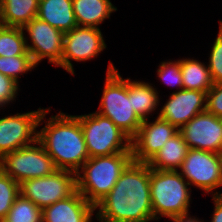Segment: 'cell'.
<instances>
[{"mask_svg": "<svg viewBox=\"0 0 222 222\" xmlns=\"http://www.w3.org/2000/svg\"><path fill=\"white\" fill-rule=\"evenodd\" d=\"M22 29L27 50L37 66L45 58L48 60L47 63L55 67L61 62L64 38L62 31L37 17L28 22Z\"/></svg>", "mask_w": 222, "mask_h": 222, "instance_id": "8fae6325", "label": "cell"}, {"mask_svg": "<svg viewBox=\"0 0 222 222\" xmlns=\"http://www.w3.org/2000/svg\"><path fill=\"white\" fill-rule=\"evenodd\" d=\"M206 94V92L186 89L172 92L155 114L180 129L193 117L206 111Z\"/></svg>", "mask_w": 222, "mask_h": 222, "instance_id": "9a60e30c", "label": "cell"}, {"mask_svg": "<svg viewBox=\"0 0 222 222\" xmlns=\"http://www.w3.org/2000/svg\"><path fill=\"white\" fill-rule=\"evenodd\" d=\"M37 65L33 62L31 55H19L11 57L0 56V73L12 78L20 85L19 81L24 74H28L35 69Z\"/></svg>", "mask_w": 222, "mask_h": 222, "instance_id": "d4e9b609", "label": "cell"}, {"mask_svg": "<svg viewBox=\"0 0 222 222\" xmlns=\"http://www.w3.org/2000/svg\"><path fill=\"white\" fill-rule=\"evenodd\" d=\"M192 212L180 214L174 217L169 218V221L172 222H204L202 219L197 218L196 215L191 216ZM196 216V217H195Z\"/></svg>", "mask_w": 222, "mask_h": 222, "instance_id": "1f68e13d", "label": "cell"}, {"mask_svg": "<svg viewBox=\"0 0 222 222\" xmlns=\"http://www.w3.org/2000/svg\"><path fill=\"white\" fill-rule=\"evenodd\" d=\"M95 211L99 222L154 221L148 164L132 161Z\"/></svg>", "mask_w": 222, "mask_h": 222, "instance_id": "6da1fadb", "label": "cell"}, {"mask_svg": "<svg viewBox=\"0 0 222 222\" xmlns=\"http://www.w3.org/2000/svg\"><path fill=\"white\" fill-rule=\"evenodd\" d=\"M206 111L222 118V83L214 84L207 92Z\"/></svg>", "mask_w": 222, "mask_h": 222, "instance_id": "f546056e", "label": "cell"}, {"mask_svg": "<svg viewBox=\"0 0 222 222\" xmlns=\"http://www.w3.org/2000/svg\"><path fill=\"white\" fill-rule=\"evenodd\" d=\"M1 222H43L42 209L19 194Z\"/></svg>", "mask_w": 222, "mask_h": 222, "instance_id": "cb8c5ba5", "label": "cell"}, {"mask_svg": "<svg viewBox=\"0 0 222 222\" xmlns=\"http://www.w3.org/2000/svg\"><path fill=\"white\" fill-rule=\"evenodd\" d=\"M45 108L0 117V159L37 141L39 118Z\"/></svg>", "mask_w": 222, "mask_h": 222, "instance_id": "7c38bea8", "label": "cell"}, {"mask_svg": "<svg viewBox=\"0 0 222 222\" xmlns=\"http://www.w3.org/2000/svg\"><path fill=\"white\" fill-rule=\"evenodd\" d=\"M39 0H0V23L23 28L37 17Z\"/></svg>", "mask_w": 222, "mask_h": 222, "instance_id": "ffe728a7", "label": "cell"}, {"mask_svg": "<svg viewBox=\"0 0 222 222\" xmlns=\"http://www.w3.org/2000/svg\"><path fill=\"white\" fill-rule=\"evenodd\" d=\"M220 160H221V166H222V150L219 152Z\"/></svg>", "mask_w": 222, "mask_h": 222, "instance_id": "d6a6232c", "label": "cell"}, {"mask_svg": "<svg viewBox=\"0 0 222 222\" xmlns=\"http://www.w3.org/2000/svg\"><path fill=\"white\" fill-rule=\"evenodd\" d=\"M75 116L80 121L89 158L132 152L131 139L111 119L96 111Z\"/></svg>", "mask_w": 222, "mask_h": 222, "instance_id": "8992f818", "label": "cell"}, {"mask_svg": "<svg viewBox=\"0 0 222 222\" xmlns=\"http://www.w3.org/2000/svg\"><path fill=\"white\" fill-rule=\"evenodd\" d=\"M76 190V173L60 169L45 177L19 183V194L41 209L71 196Z\"/></svg>", "mask_w": 222, "mask_h": 222, "instance_id": "9c48e42d", "label": "cell"}, {"mask_svg": "<svg viewBox=\"0 0 222 222\" xmlns=\"http://www.w3.org/2000/svg\"><path fill=\"white\" fill-rule=\"evenodd\" d=\"M190 189V185L179 171L150 168V194L154 221L190 212L192 203V189Z\"/></svg>", "mask_w": 222, "mask_h": 222, "instance_id": "5b68a950", "label": "cell"}, {"mask_svg": "<svg viewBox=\"0 0 222 222\" xmlns=\"http://www.w3.org/2000/svg\"><path fill=\"white\" fill-rule=\"evenodd\" d=\"M208 57L207 66L214 84L222 83V20H219V31Z\"/></svg>", "mask_w": 222, "mask_h": 222, "instance_id": "83f0119b", "label": "cell"}, {"mask_svg": "<svg viewBox=\"0 0 222 222\" xmlns=\"http://www.w3.org/2000/svg\"><path fill=\"white\" fill-rule=\"evenodd\" d=\"M18 195L19 183L0 169V222L6 217Z\"/></svg>", "mask_w": 222, "mask_h": 222, "instance_id": "484cf974", "label": "cell"}, {"mask_svg": "<svg viewBox=\"0 0 222 222\" xmlns=\"http://www.w3.org/2000/svg\"><path fill=\"white\" fill-rule=\"evenodd\" d=\"M183 89L208 92L214 85L208 66L194 57L180 58Z\"/></svg>", "mask_w": 222, "mask_h": 222, "instance_id": "7402d4cb", "label": "cell"}, {"mask_svg": "<svg viewBox=\"0 0 222 222\" xmlns=\"http://www.w3.org/2000/svg\"><path fill=\"white\" fill-rule=\"evenodd\" d=\"M30 55L22 28L0 26V56Z\"/></svg>", "mask_w": 222, "mask_h": 222, "instance_id": "603a6c76", "label": "cell"}, {"mask_svg": "<svg viewBox=\"0 0 222 222\" xmlns=\"http://www.w3.org/2000/svg\"><path fill=\"white\" fill-rule=\"evenodd\" d=\"M179 132L190 149L219 153L222 150V118L203 111Z\"/></svg>", "mask_w": 222, "mask_h": 222, "instance_id": "5bb4252c", "label": "cell"}, {"mask_svg": "<svg viewBox=\"0 0 222 222\" xmlns=\"http://www.w3.org/2000/svg\"><path fill=\"white\" fill-rule=\"evenodd\" d=\"M19 84L12 78H9L0 73V110L6 109L13 102H16V97L20 91Z\"/></svg>", "mask_w": 222, "mask_h": 222, "instance_id": "f1b7e54d", "label": "cell"}, {"mask_svg": "<svg viewBox=\"0 0 222 222\" xmlns=\"http://www.w3.org/2000/svg\"><path fill=\"white\" fill-rule=\"evenodd\" d=\"M37 18L63 33L78 26L72 0H39Z\"/></svg>", "mask_w": 222, "mask_h": 222, "instance_id": "e0dca14e", "label": "cell"}, {"mask_svg": "<svg viewBox=\"0 0 222 222\" xmlns=\"http://www.w3.org/2000/svg\"><path fill=\"white\" fill-rule=\"evenodd\" d=\"M190 187L211 196L222 195V166L219 153L189 149L178 170Z\"/></svg>", "mask_w": 222, "mask_h": 222, "instance_id": "ba28073f", "label": "cell"}, {"mask_svg": "<svg viewBox=\"0 0 222 222\" xmlns=\"http://www.w3.org/2000/svg\"><path fill=\"white\" fill-rule=\"evenodd\" d=\"M0 169L18 183L27 179L45 177L58 170L38 141L6 153L0 159Z\"/></svg>", "mask_w": 222, "mask_h": 222, "instance_id": "52a82bcc", "label": "cell"}, {"mask_svg": "<svg viewBox=\"0 0 222 222\" xmlns=\"http://www.w3.org/2000/svg\"><path fill=\"white\" fill-rule=\"evenodd\" d=\"M157 67V77L161 83L172 88L176 87L175 92L183 89L180 59L174 61L166 59L161 61Z\"/></svg>", "mask_w": 222, "mask_h": 222, "instance_id": "4316f807", "label": "cell"}, {"mask_svg": "<svg viewBox=\"0 0 222 222\" xmlns=\"http://www.w3.org/2000/svg\"><path fill=\"white\" fill-rule=\"evenodd\" d=\"M211 199L214 203V209L209 222H222V195L212 196Z\"/></svg>", "mask_w": 222, "mask_h": 222, "instance_id": "4dcf8cb0", "label": "cell"}, {"mask_svg": "<svg viewBox=\"0 0 222 222\" xmlns=\"http://www.w3.org/2000/svg\"><path fill=\"white\" fill-rule=\"evenodd\" d=\"M103 36L101 30L95 27L77 26L64 33L62 58L56 67L63 68L71 76H76L72 61L86 62L99 57L107 48Z\"/></svg>", "mask_w": 222, "mask_h": 222, "instance_id": "30bf717a", "label": "cell"}, {"mask_svg": "<svg viewBox=\"0 0 222 222\" xmlns=\"http://www.w3.org/2000/svg\"><path fill=\"white\" fill-rule=\"evenodd\" d=\"M72 3L77 25L80 27L100 29L101 24L117 11L111 0H72Z\"/></svg>", "mask_w": 222, "mask_h": 222, "instance_id": "ac0fdd59", "label": "cell"}, {"mask_svg": "<svg viewBox=\"0 0 222 222\" xmlns=\"http://www.w3.org/2000/svg\"><path fill=\"white\" fill-rule=\"evenodd\" d=\"M132 161V152L88 158L76 173L77 191L96 206Z\"/></svg>", "mask_w": 222, "mask_h": 222, "instance_id": "3957f363", "label": "cell"}, {"mask_svg": "<svg viewBox=\"0 0 222 222\" xmlns=\"http://www.w3.org/2000/svg\"><path fill=\"white\" fill-rule=\"evenodd\" d=\"M51 106L43 110L38 123L37 141L52 158L57 169L77 173L89 158L80 121L75 115L59 111L49 115ZM45 119V120H44Z\"/></svg>", "mask_w": 222, "mask_h": 222, "instance_id": "7a4b0ae2", "label": "cell"}, {"mask_svg": "<svg viewBox=\"0 0 222 222\" xmlns=\"http://www.w3.org/2000/svg\"><path fill=\"white\" fill-rule=\"evenodd\" d=\"M95 206L77 190L69 197L42 209L43 222H93Z\"/></svg>", "mask_w": 222, "mask_h": 222, "instance_id": "2e32d148", "label": "cell"}, {"mask_svg": "<svg viewBox=\"0 0 222 222\" xmlns=\"http://www.w3.org/2000/svg\"><path fill=\"white\" fill-rule=\"evenodd\" d=\"M155 118V119H154ZM143 120L136 136L131 140L133 161L148 163L164 146V143L175 136L179 129L158 117Z\"/></svg>", "mask_w": 222, "mask_h": 222, "instance_id": "4fadbf2b", "label": "cell"}, {"mask_svg": "<svg viewBox=\"0 0 222 222\" xmlns=\"http://www.w3.org/2000/svg\"><path fill=\"white\" fill-rule=\"evenodd\" d=\"M104 89L97 113L111 119L131 140L136 136L142 120L132 106V86L109 61Z\"/></svg>", "mask_w": 222, "mask_h": 222, "instance_id": "277c9868", "label": "cell"}, {"mask_svg": "<svg viewBox=\"0 0 222 222\" xmlns=\"http://www.w3.org/2000/svg\"><path fill=\"white\" fill-rule=\"evenodd\" d=\"M188 144L178 132L164 143V146L147 163L151 169L178 171L189 151Z\"/></svg>", "mask_w": 222, "mask_h": 222, "instance_id": "d6986e66", "label": "cell"}, {"mask_svg": "<svg viewBox=\"0 0 222 222\" xmlns=\"http://www.w3.org/2000/svg\"><path fill=\"white\" fill-rule=\"evenodd\" d=\"M127 82L132 86V106L134 112L142 121L149 119L150 116L154 115L152 113H155L160 106V91L158 92L152 83L144 82L143 80H131L128 77Z\"/></svg>", "mask_w": 222, "mask_h": 222, "instance_id": "44dd1931", "label": "cell"}]
</instances>
